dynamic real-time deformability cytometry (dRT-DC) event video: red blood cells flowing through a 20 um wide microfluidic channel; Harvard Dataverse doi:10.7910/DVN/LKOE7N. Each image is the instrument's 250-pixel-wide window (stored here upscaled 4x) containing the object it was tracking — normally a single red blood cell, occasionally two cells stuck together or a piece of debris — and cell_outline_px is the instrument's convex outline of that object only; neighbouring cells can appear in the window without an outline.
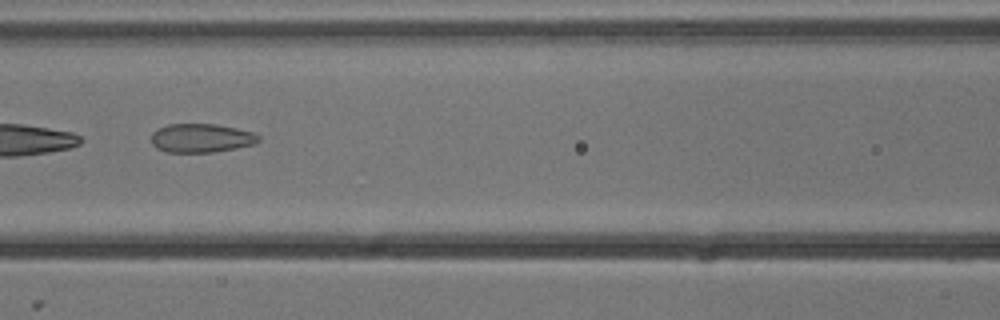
{"species": "common noctule bat (a hibernating species)", "species_latin": "Nyctalus noctula", "temperature_condition": "cold", "stored_images_in_passage": 8, "camera_frame_rate_fps": 3000, "um_per_image_px": 0.085, "animal": {"sex": "male", "body_mass_g": 13.3}, "frame": {"image": 1, "passage_image": 6, "time_ms": 1.667, "image_size_px": [1000, 320], "cell_outline_px": [[260, 140], [252, 144], [236, 148], [212, 152], [168, 152], [156, 148], [152, 144], [152, 132], [168, 124], [216, 124], [236, 128], [252, 132], [260, 136]], "centroid_in_image_um": [17.1, 11.73], "position_along_channel_um": 149.5, "area_um2": 17.86}}
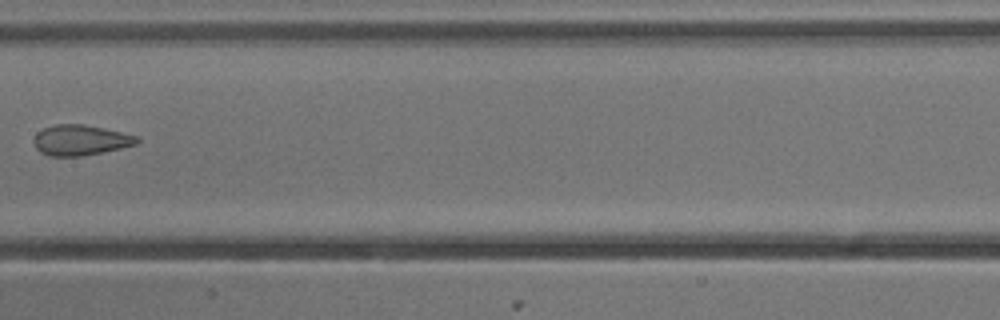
{"frame": {"image": 2, "passage_image": 7, "time_ms": 2.0, "image_size_px": [1000, 320], "cell_outline_px": [[140, 140], [136, 144], [120, 148], [100, 152], [76, 156], [48, 156], [40, 152], [36, 148], [32, 140], [36, 132], [44, 128], [56, 124], [84, 124], [104, 128], [136, 136]], "centroid_in_image_um": [6.78, 11.9], "position_along_channel_um": 200.6, "area_um2": 18.15}}
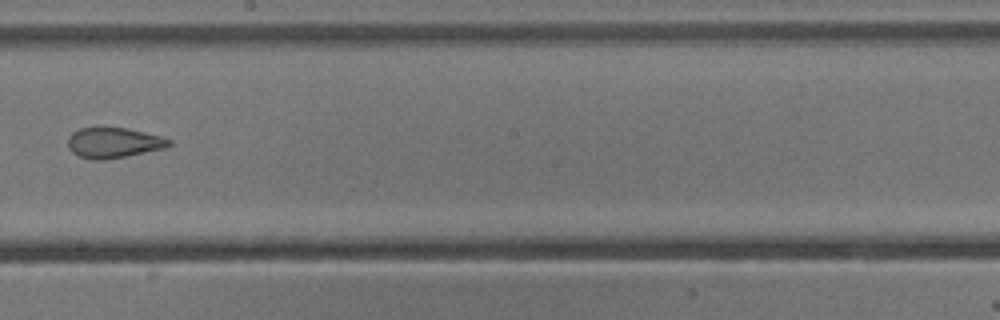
{"frame": {"image": 3, "passage_image": 8, "time_ms": 2.333, "image_size_px": [1000, 320], "cell_outline_px": [[172, 144], [164, 148], [104, 160], [92, 160], [80, 156], [72, 152], [68, 148], [68, 136], [72, 132], [80, 128], [128, 128], [160, 136], [172, 140]], "centroid_in_image_um": [9.63, 12.13], "position_along_channel_um": 238.6, "area_um2": 17.74}}